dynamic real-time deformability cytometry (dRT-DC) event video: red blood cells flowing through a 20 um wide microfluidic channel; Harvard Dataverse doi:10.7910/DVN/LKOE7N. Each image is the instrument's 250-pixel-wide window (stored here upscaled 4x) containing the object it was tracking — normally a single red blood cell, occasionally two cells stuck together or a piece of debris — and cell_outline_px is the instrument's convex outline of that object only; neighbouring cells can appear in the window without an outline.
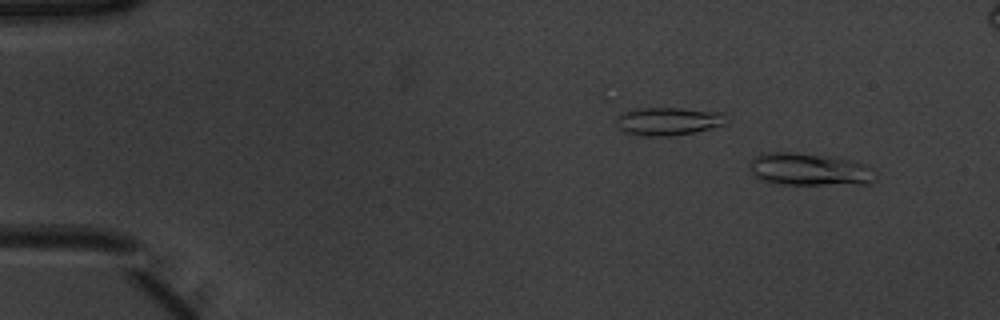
{"species": "common noctule bat (a hibernating species)", "species_latin": "Nyctalus noctula", "temperature_condition": "warm", "stored_images_in_passage": 52, "segment_of_instrument_passage": [1, 2], "camera_frame_rate_fps": 3000, "um_per_image_px": 0.085, "animal": {"sex": "male", "body_mass_g": 20.1, "forearm_length_mm": 53.5}, "frame": {"image": 1, "passage_image": 4, "time_ms": 1.0, "image_size_px": [1000, 320], "cell_outline_px": [[876, 180], [868, 184], [784, 184], [760, 180], [752, 172], [752, 160], [756, 156], [768, 152], [792, 152], [836, 156], [852, 160], [876, 172]], "centroid_in_image_um": [68.85, 14.39], "position_along_channel_um": 16.2, "area_um2": 23.64}}
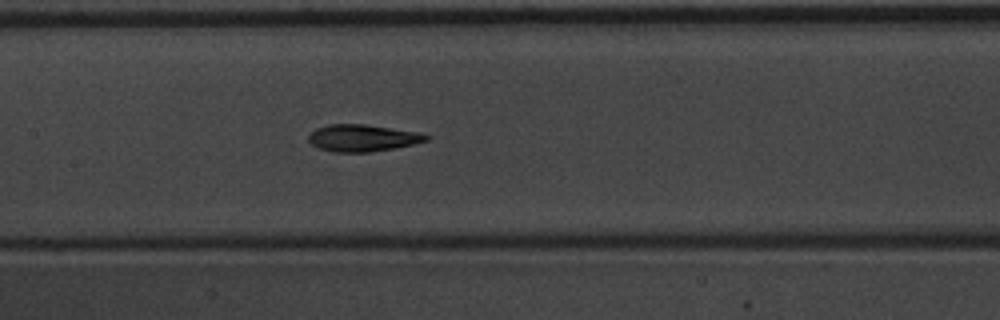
{"frame": {"image": 2, "passage_image": 25, "time_ms": 8.0, "image_size_px": [1000, 320], "cell_outline_px": [[428, 140], [412, 144], [392, 148], [368, 152], [332, 152], [316, 148], [308, 140], [308, 136], [316, 128], [328, 124], [364, 124], [420, 132], [428, 136]], "centroid_in_image_um": [30.76, 11.72], "position_along_channel_um": 176.6, "area_um2": 18.38}}
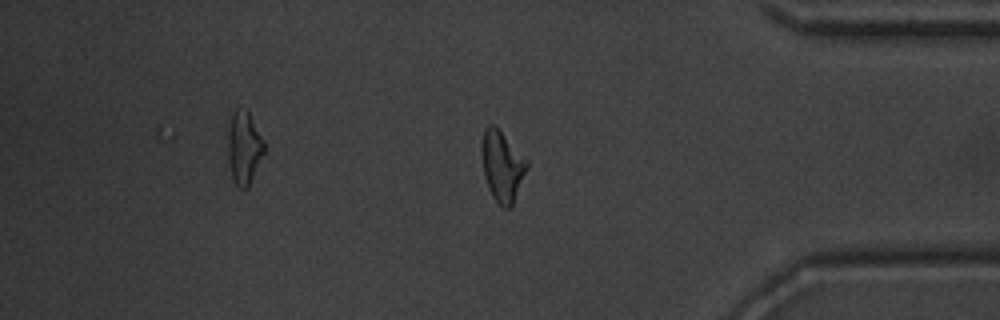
{"frame": {"image": 3, "passage_image": 43, "time_ms": 14.0, "image_size_px": [1000, 320], "cell_outline_px": [[528, 168], [512, 204], [508, 208], [504, 208], [492, 196], [488, 188], [484, 176], [480, 152], [480, 144], [484, 128], [488, 124], [496, 124], [528, 160]], "centroid_in_image_um": [42.66, 14.03], "position_along_channel_um": 392.5, "area_um2": 18.96}}